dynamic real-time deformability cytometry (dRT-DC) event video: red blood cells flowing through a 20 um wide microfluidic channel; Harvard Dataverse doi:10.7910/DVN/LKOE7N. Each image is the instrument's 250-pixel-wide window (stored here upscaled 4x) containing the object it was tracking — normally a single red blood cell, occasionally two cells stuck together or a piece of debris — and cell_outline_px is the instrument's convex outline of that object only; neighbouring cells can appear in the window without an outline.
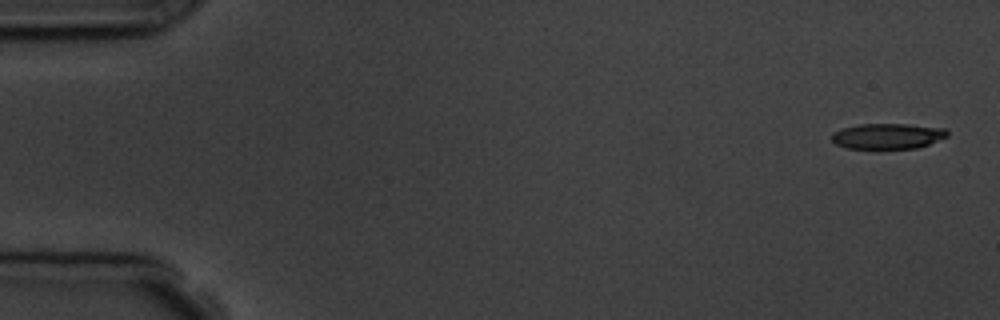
{"species": "common noctule bat (a hibernating species)", "species_latin": "Nyctalus noctula", "temperature_condition": "room temperature", "stored_images_in_passage": 5, "camera_frame_rate_fps": 3000, "um_per_image_px": 0.085, "animal": {"sex": "male", "body_mass_g": 19.5, "forearm_length_mm": 54.6}, "frame": {"image": 1, "passage_image": 1, "time_ms": 0.0, "image_size_px": [1000, 320], "cell_outline_px": [[948, 136], [928, 144], [916, 148], [848, 148], [836, 144], [832, 140], [832, 132], [844, 128], [860, 124], [908, 124], [948, 128]], "centroid_in_image_um": [75.48, 11.56], "position_along_channel_um": 9.5, "area_um2": 17.11}}
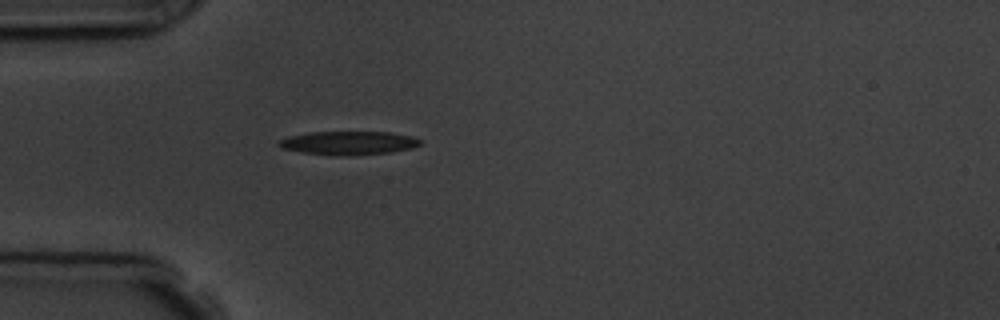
{"frame": {"image": 2, "passage_image": 5, "time_ms": 4.667, "image_size_px": [1000, 320], "cell_outline_px": [[420, 144], [412, 148], [388, 152], [348, 156], [340, 156], [304, 152], [280, 148], [276, 144], [280, 140], [288, 136], [312, 132], [392, 132], [412, 136], [420, 140]], "centroid_in_image_um": [29.61, 12.15], "position_along_channel_um": 55.4, "area_um2": 19.31}}